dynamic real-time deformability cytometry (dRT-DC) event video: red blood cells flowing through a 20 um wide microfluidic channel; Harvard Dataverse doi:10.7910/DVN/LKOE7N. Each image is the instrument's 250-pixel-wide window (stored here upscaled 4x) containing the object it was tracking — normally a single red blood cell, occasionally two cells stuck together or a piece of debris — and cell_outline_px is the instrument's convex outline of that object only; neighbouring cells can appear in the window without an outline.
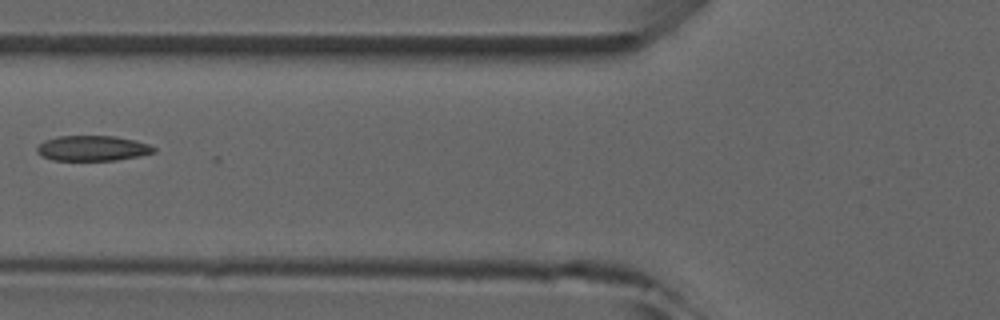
{"species": "common noctule bat (a hibernating species)", "species_latin": "Nyctalus noctula", "temperature_condition": "room temperature", "stored_images_in_passage": 7, "camera_frame_rate_fps": 3000, "um_per_image_px": 0.085, "animal": {"sex": "male", "forearm_length_mm": 52.5}, "frame": {"image": 1, "passage_image": 6, "time_ms": 5.667, "image_size_px": [1000, 320], "cell_outline_px": [[156, 152], [140, 156], [116, 160], [52, 160], [40, 156], [36, 152], [36, 148], [44, 140], [56, 136], [116, 136], [148, 144], [156, 148]], "centroid_in_image_um": [7.83, 12.6], "position_along_channel_um": 118.0, "area_um2": 17.28}}
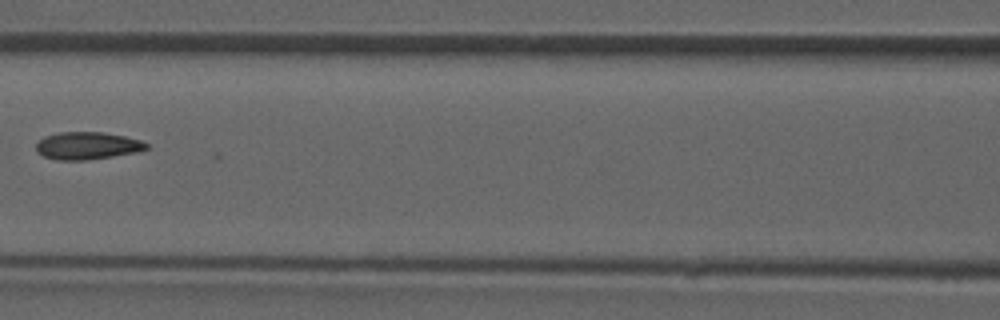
{"frame": {"image": 2, "passage_image": 7, "time_ms": 6.667, "image_size_px": [1000, 320], "cell_outline_px": [[148, 148], [136, 152], [112, 156], [84, 160], [56, 160], [44, 156], [36, 152], [36, 144], [44, 136], [60, 132], [104, 132], [124, 136], [140, 140], [148, 144]], "centroid_in_image_um": [7.39, 12.38], "position_along_channel_um": 159.2, "area_um2": 17.57}}